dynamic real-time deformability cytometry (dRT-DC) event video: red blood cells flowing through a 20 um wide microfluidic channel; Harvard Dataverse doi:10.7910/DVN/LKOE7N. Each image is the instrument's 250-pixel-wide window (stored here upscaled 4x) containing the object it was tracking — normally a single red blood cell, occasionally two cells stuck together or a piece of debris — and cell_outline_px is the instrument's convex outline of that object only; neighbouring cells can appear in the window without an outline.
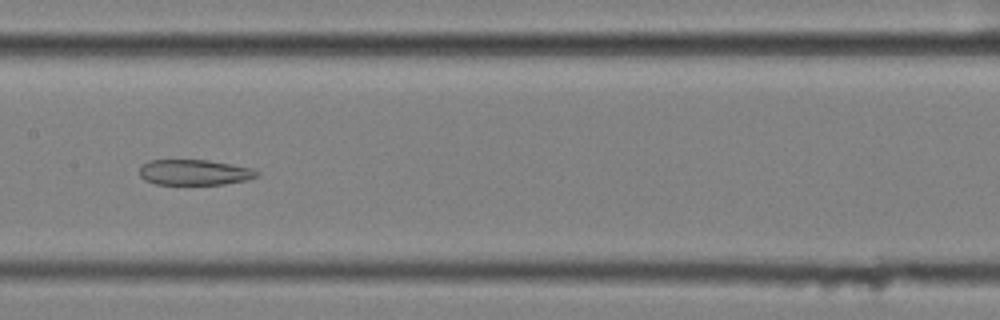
{"species": "common noctule bat (a hibernating species)", "species_latin": "Nyctalus noctula", "temperature_condition": "cold", "stored_images_in_passage": 54, "camera_frame_rate_fps": 3000, "um_per_image_px": 0.085, "animal": {"sex": "female", "body_mass_g": 25.1}, "frame": {"image": 1, "passage_image": 26, "time_ms": 8.333, "image_size_px": [1000, 320], "cell_outline_px": [[260, 176], [248, 180], [224, 184], [156, 184], [144, 180], [140, 176], [140, 168], [148, 160], [208, 160], [252, 168], [260, 172]], "centroid_in_image_um": [16.56, 14.65], "position_along_channel_um": 190.8, "area_um2": 17.51}}
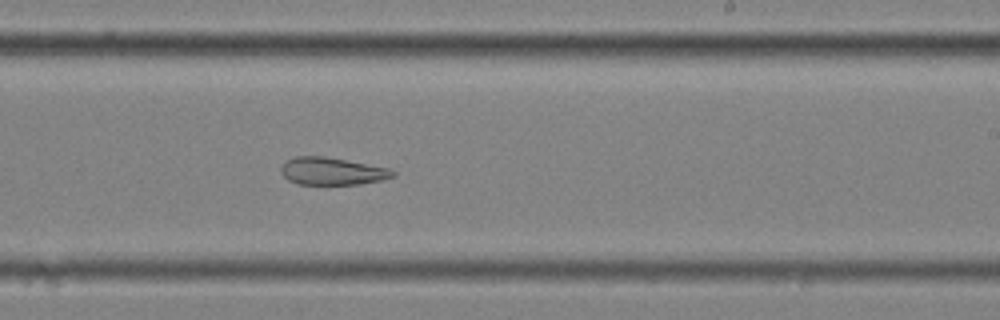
{"frame": {"image": 2, "passage_image": 32, "time_ms": 10.333, "image_size_px": [1000, 320], "cell_outline_px": [[396, 176], [380, 180], [360, 184], [296, 184], [288, 180], [280, 172], [280, 168], [288, 160], [296, 156], [324, 156], [392, 168], [396, 172]], "centroid_in_image_um": [28.26, 14.55], "position_along_channel_um": 260.7, "area_um2": 17.98}}
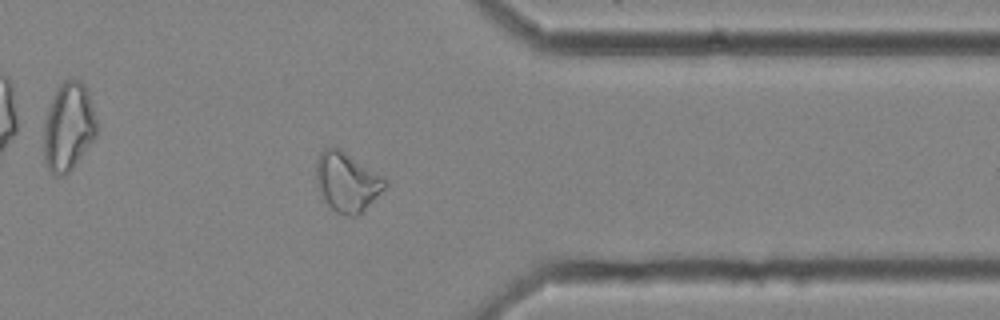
{"frame": {"image": 3, "passage_image": 43, "time_ms": 14.0, "image_size_px": [1000, 320], "cell_outline_px": [[388, 184], [356, 216], [348, 216], [336, 212], [320, 196], [316, 184], [316, 160], [320, 152], [324, 148], [340, 148], [384, 176], [388, 180]], "centroid_in_image_um": [29.47, 15.43], "position_along_channel_um": 381.9, "area_um2": 23.76}}